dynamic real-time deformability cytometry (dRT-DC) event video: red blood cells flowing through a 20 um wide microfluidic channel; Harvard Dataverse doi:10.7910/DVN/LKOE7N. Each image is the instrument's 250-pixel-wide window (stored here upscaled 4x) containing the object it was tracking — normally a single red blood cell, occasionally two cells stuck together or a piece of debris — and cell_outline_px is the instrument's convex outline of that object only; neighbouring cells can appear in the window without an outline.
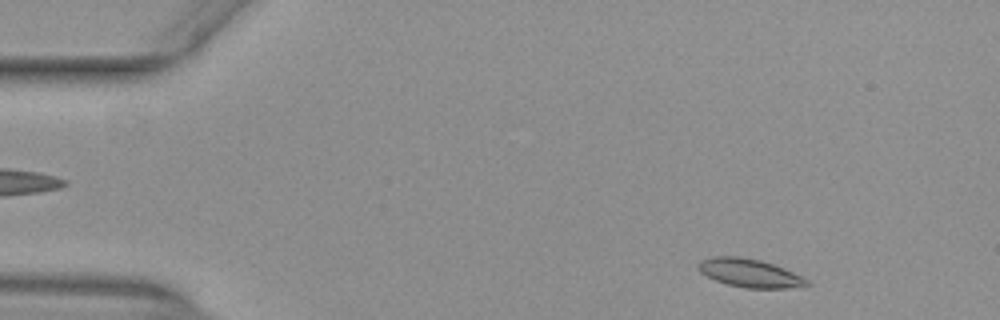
{"species": "common noctule bat (a hibernating species)", "species_latin": "Nyctalus noctula", "temperature_condition": "warm", "stored_images_in_passage": 49, "camera_frame_rate_fps": 3000, "um_per_image_px": 0.085, "animal": {"sex": "female", "body_mass_g": 29.2, "forearm_length_mm": 56.3}, "frame": {"image": 1, "passage_image": 3, "time_ms": 0.667, "image_size_px": [1000, 320], "cell_outline_px": [[812, 284], [788, 288], [744, 288], [728, 284], [716, 280], [700, 272], [696, 268], [700, 260], [712, 256], [740, 256], [760, 260], [784, 268], [808, 280]], "centroid_in_image_um": [63.69, 23.2], "position_along_channel_um": 21.3, "area_um2": 17.86}}
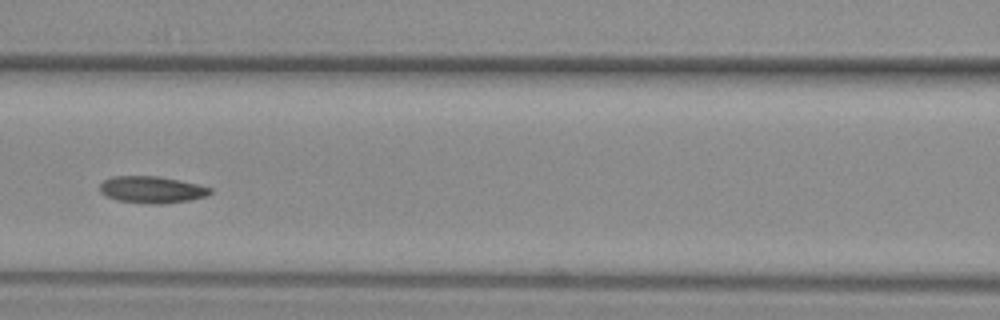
{"frame": {"image": 2, "passage_image": 20, "time_ms": 6.333, "image_size_px": [1000, 320], "cell_outline_px": [[212, 192], [208, 196], [188, 200], [164, 204], [148, 204], [116, 200], [100, 192], [100, 184], [104, 180], [112, 176], [156, 176], [180, 180], [212, 188]], "centroid_in_image_um": [12.91, 16.12], "position_along_channel_um": 153.7, "area_um2": 17.28}}
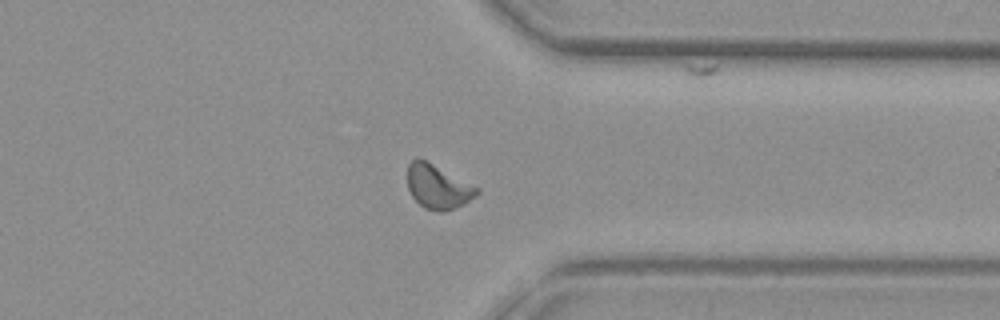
{"frame": {"image": 3, "passage_image": 37, "time_ms": 12.0, "image_size_px": [1000, 320], "cell_outline_px": [[480, 192], [476, 196], [464, 204], [456, 208], [444, 212], [424, 208], [412, 196], [408, 188], [408, 164], [416, 156], [480, 188]], "centroid_in_image_um": [37.23, 15.88], "position_along_channel_um": 374.2, "area_um2": 17.69}, "authors_computed_cell_mechanics": {"area_um2": 17.34, "velocity_mm_per_s": 3.9633, "shape_relaxation_time_tau1_ms": 10.0275, "shape_relaxation_time_tau2_ms": 3.6503, "deformation_change_tau1": 0.1848, "deformation_change_tau2": 0.0913}}